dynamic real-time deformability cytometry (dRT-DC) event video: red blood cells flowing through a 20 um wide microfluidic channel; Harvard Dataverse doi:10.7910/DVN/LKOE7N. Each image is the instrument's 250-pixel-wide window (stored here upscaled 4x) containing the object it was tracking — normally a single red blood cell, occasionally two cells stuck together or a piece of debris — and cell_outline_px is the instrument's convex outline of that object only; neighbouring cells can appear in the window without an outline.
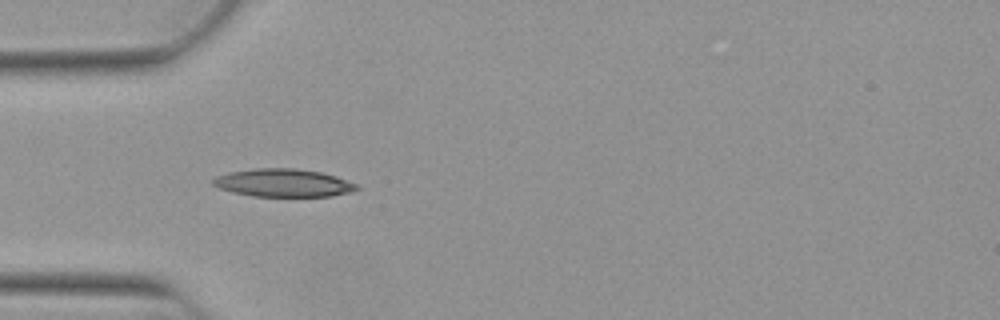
{"species": "Egyptian fruit bat (a non-hibernating species)", "species_latin": "Rousettus aegyptiacus", "temperature_condition": "warm", "stored_images_in_passage": 11, "camera_frame_rate_fps": 3000, "um_per_image_px": 0.085, "animal": {"sex": "female"}, "frame": {"image": 1, "passage_image": 1, "time_ms": 0.0, "image_size_px": [1000, 320], "cell_outline_px": [[360, 188], [348, 192], [332, 196], [252, 196], [232, 192], [220, 188], [212, 184], [212, 180], [216, 176], [228, 172], [252, 168], [292, 168], [320, 172], [336, 176], [356, 184]], "centroid_in_image_um": [24.04, 15.54], "position_along_channel_um": 61.0, "area_um2": 23.29}}
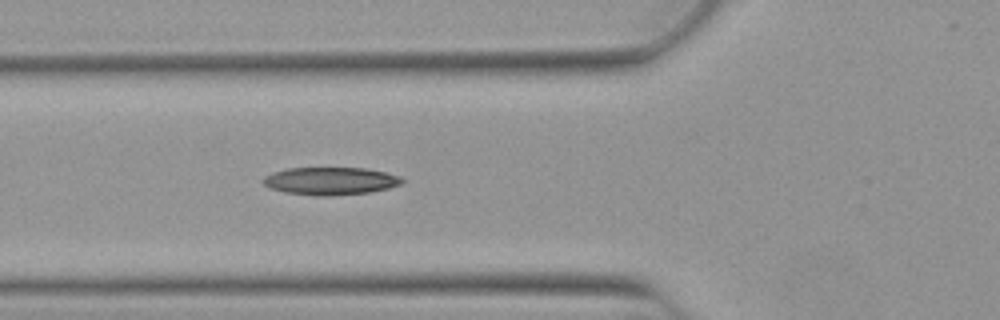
{"frame": {"image": 2, "passage_image": 4, "time_ms": 1.0, "image_size_px": [1000, 320], "cell_outline_px": [[404, 180], [400, 184], [388, 188], [368, 192], [328, 196], [316, 196], [284, 192], [268, 188], [264, 184], [264, 176], [272, 172], [288, 168], [364, 168], [384, 172], [400, 176]], "centroid_in_image_um": [28.05, 15.38], "position_along_channel_um": 97.7, "area_um2": 22.31}}